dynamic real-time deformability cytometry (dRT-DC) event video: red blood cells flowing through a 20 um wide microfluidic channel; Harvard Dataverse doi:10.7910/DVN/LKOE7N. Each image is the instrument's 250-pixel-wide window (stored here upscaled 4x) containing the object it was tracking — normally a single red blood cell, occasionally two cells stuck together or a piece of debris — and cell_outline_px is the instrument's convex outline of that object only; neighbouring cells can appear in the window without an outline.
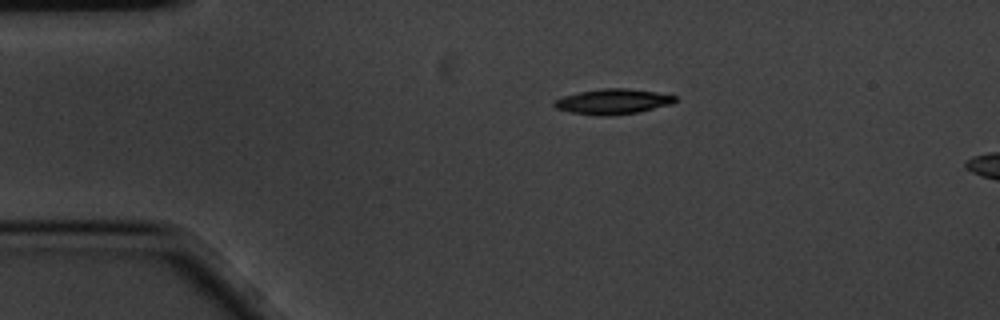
{"species": "common noctule bat (a hibernating species)", "species_latin": "Nyctalus noctula", "temperature_condition": "cold", "stored_images_in_passage": 5, "camera_frame_rate_fps": 3000, "um_per_image_px": 0.085, "animal": {"sex": "male", "body_mass_g": 20.1, "forearm_length_mm": 53.5}, "frame": {"image": 1, "passage_image": 5, "time_ms": 1.333, "image_size_px": [1000, 320], "cell_outline_px": [[676, 100], [672, 104], [636, 112], [572, 112], [556, 108], [552, 104], [556, 100], [564, 96], [580, 92], [600, 88], [628, 88], [656, 92], [676, 96]], "centroid_in_image_um": [52.15, 8.56], "position_along_channel_um": 32.9, "area_um2": 16.53}}